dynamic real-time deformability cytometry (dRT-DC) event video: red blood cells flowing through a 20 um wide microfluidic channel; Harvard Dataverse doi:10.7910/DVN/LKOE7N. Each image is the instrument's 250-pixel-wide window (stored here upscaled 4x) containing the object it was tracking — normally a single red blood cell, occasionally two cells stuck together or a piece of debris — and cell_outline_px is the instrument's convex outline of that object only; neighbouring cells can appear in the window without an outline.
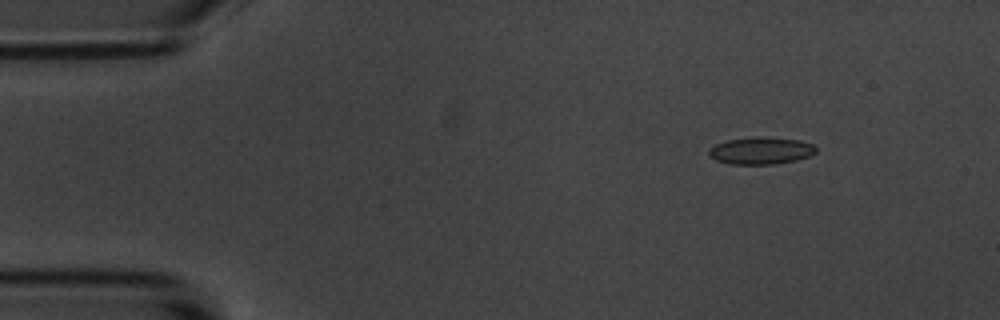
{"species": "common noctule bat (a hibernating species)", "species_latin": "Nyctalus noctula", "temperature_condition": "room temperature", "stored_images_in_passage": 5, "camera_frame_rate_fps": 3000, "um_per_image_px": 0.085, "animal": {"sex": "male", "body_mass_g": 20.1, "forearm_length_mm": 53.5}, "frame": {"image": 1, "passage_image": 1, "time_ms": 0.0, "image_size_px": [1000, 320], "cell_outline_px": [[816, 152], [808, 156], [796, 160], [772, 164], [728, 164], [716, 160], [708, 156], [708, 152], [716, 144], [728, 140], [756, 136], [764, 136], [800, 140], [812, 144], [816, 148]], "centroid_in_image_um": [64.67, 12.8], "position_along_channel_um": 20.3, "area_um2": 16.94}}
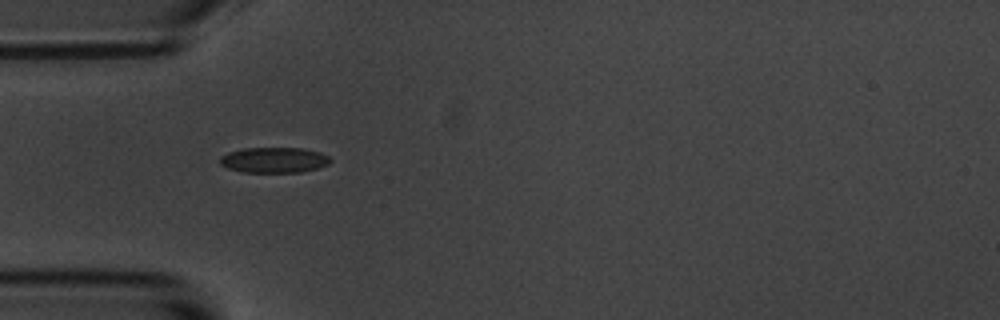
{"frame": {"image": 2, "passage_image": 4, "time_ms": 3.333, "image_size_px": [1000, 320], "cell_outline_px": [[332, 160], [328, 164], [316, 168], [300, 172], [244, 172], [228, 168], [220, 164], [220, 156], [228, 152], [244, 148], [304, 148], [320, 152], [328, 156]], "centroid_in_image_um": [23.29, 13.59], "position_along_channel_um": 61.7, "area_um2": 16.36}}